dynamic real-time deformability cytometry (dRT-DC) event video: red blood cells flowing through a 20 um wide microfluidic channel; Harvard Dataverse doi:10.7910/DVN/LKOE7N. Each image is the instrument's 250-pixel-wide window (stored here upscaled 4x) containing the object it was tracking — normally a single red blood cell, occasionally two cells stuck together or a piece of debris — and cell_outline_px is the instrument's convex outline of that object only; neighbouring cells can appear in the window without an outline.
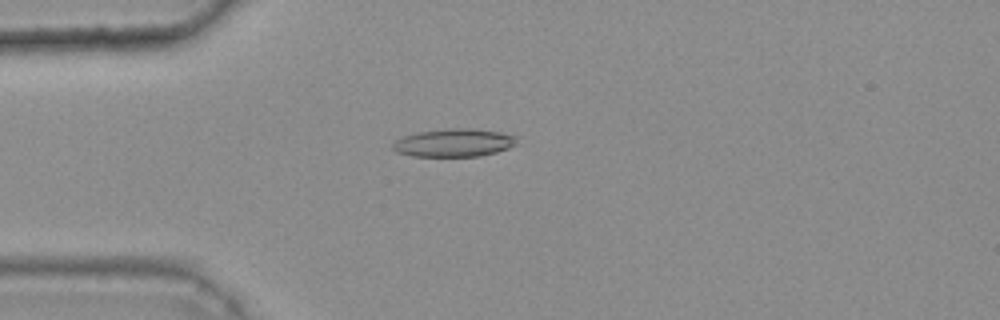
{"species": "common noctule bat (a hibernating species)", "species_latin": "Nyctalus noctula", "temperature_condition": "warm", "stored_images_in_passage": 47, "camera_frame_rate_fps": 3000, "um_per_image_px": 0.085, "animal": {"sex": "female", "body_mass_g": 25.1}, "frame": {"image": 1, "passage_image": 14, "time_ms": 4.333, "image_size_px": [1000, 320], "cell_outline_px": [[520, 136], [516, 144], [508, 148], [496, 152], [480, 156], [412, 156], [396, 152], [392, 148], [392, 144], [396, 140], [404, 136], [416, 132], [452, 128], [472, 128], [500, 132]], "centroid_in_image_um": [38.61, 12.13], "position_along_channel_um": 46.4, "area_um2": 20.4}}
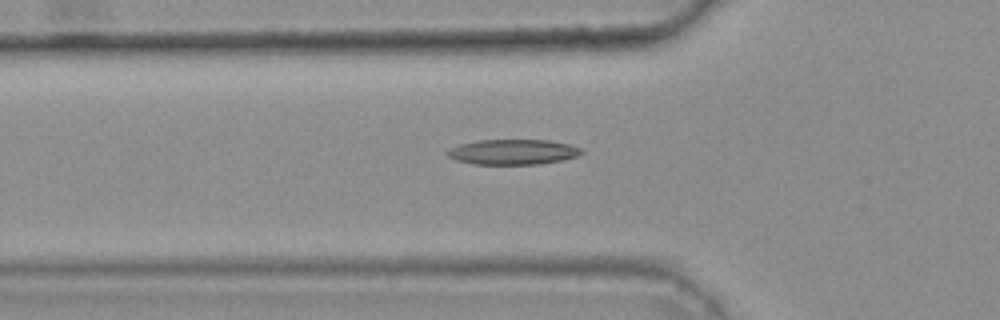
{"frame": {"image": 2, "passage_image": 18, "time_ms": 5.667, "image_size_px": [1000, 320], "cell_outline_px": [[584, 152], [576, 156], [560, 160], [540, 164], [472, 164], [456, 160], [448, 156], [444, 152], [448, 148], [460, 144], [476, 140], [548, 140], [568, 144], [580, 148]], "centroid_in_image_um": [43.53, 12.91], "position_along_channel_um": 82.3, "area_um2": 19.71}}
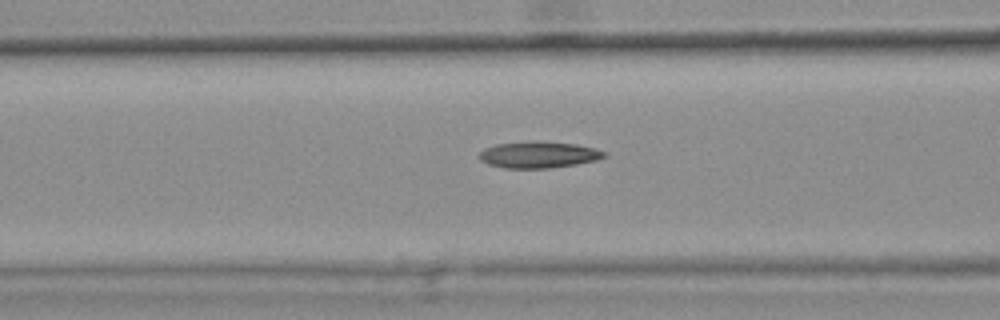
{"frame": {"image": 3, "passage_image": 21, "time_ms": 6.667, "image_size_px": [1000, 320], "cell_outline_px": [[608, 156], [596, 160], [576, 164], [548, 168], [504, 168], [488, 164], [480, 160], [476, 156], [484, 148], [496, 144], [536, 140], [576, 144], [596, 148], [608, 152]], "centroid_in_image_um": [45.79, 13.14], "position_along_channel_um": 120.8, "area_um2": 19.59}, "authors_computed_cell_mechanics": {"area_um2": 19.1896, "velocity_mm_per_s": 3.8039, "shape_relaxation_time_tau1_ms": null, "shape_relaxation_time_tau2_ms": 4.188, "deformation_change_tau1": null, "deformation_change_tau2": 0.1435}}